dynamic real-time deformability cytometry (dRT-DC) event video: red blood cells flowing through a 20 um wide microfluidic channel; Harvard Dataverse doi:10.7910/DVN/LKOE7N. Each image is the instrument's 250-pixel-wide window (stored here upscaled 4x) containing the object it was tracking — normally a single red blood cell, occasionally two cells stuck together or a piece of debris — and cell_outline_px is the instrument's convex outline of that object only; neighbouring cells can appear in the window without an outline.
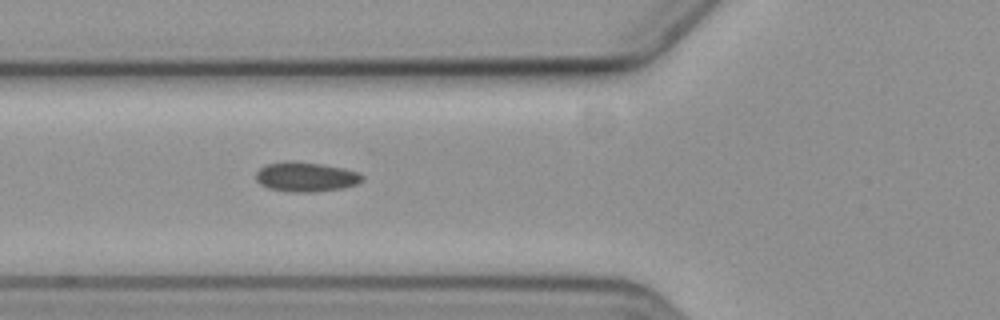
{"species": "common noctule bat (a hibernating species)", "species_latin": "Nyctalus noctula", "temperature_condition": "cold", "stored_images_in_passage": 5, "camera_frame_rate_fps": 3000, "um_per_image_px": 0.085, "animal": {"sex": "female", "body_mass_g": 19.3, "forearm_length_mm": 54.1}, "frame": {"image": 1, "passage_image": 5, "time_ms": 6.333, "image_size_px": [1000, 320], "cell_outline_px": [[364, 180], [356, 184], [344, 188], [316, 192], [292, 192], [268, 188], [260, 184], [256, 180], [256, 172], [264, 164], [284, 160], [292, 160], [320, 164], [344, 168], [360, 172], [364, 176]], "centroid_in_image_um": [26.0, 15.02], "position_along_channel_um": 99.8, "area_um2": 18.73}}